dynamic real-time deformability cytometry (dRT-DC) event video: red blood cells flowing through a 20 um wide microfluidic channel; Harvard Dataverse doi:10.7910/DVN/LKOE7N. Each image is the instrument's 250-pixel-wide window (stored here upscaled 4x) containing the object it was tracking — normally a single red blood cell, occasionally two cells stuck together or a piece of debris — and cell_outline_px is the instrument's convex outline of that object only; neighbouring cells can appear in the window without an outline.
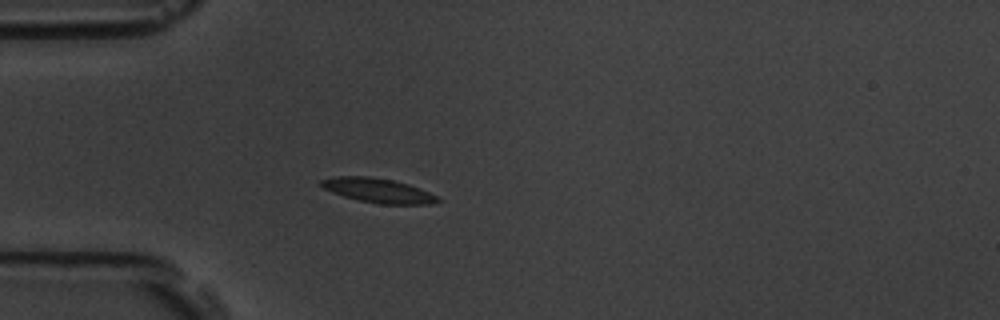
{"species": "common noctule bat (a hibernating species)", "species_latin": "Nyctalus noctula", "temperature_condition": "room temperature", "stored_images_in_passage": 5, "camera_frame_rate_fps": 3000, "um_per_image_px": 0.085, "animal": {"sex": "male", "body_mass_g": 19.5, "forearm_length_mm": 54.6}, "frame": {"image": 1, "passage_image": 4, "time_ms": 3.667, "image_size_px": [1000, 320], "cell_outline_px": [[444, 200], [432, 204], [380, 204], [360, 200], [344, 196], [332, 192], [324, 188], [320, 184], [320, 180], [336, 176], [368, 176], [392, 180], [408, 184], [420, 188]], "centroid_in_image_um": [32.16, 16.19], "position_along_channel_um": 52.8, "area_um2": 16.47}}